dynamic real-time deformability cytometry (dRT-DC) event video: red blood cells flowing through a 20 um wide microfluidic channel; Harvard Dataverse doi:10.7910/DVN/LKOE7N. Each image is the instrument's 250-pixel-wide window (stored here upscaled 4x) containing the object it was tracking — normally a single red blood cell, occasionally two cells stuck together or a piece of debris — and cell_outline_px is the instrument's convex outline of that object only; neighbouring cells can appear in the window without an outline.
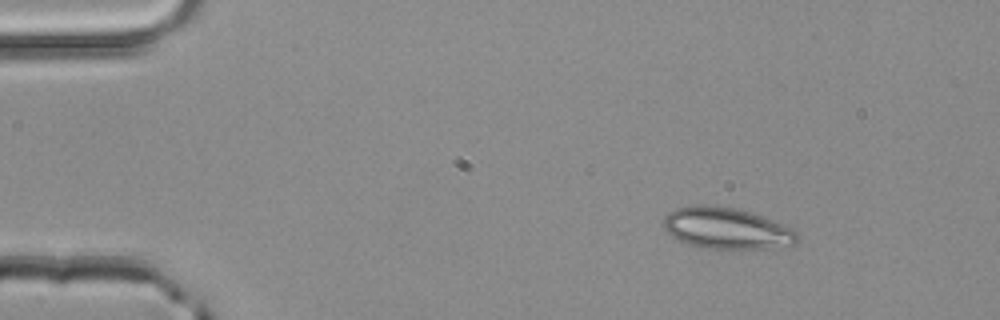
{"species": "common noctule bat (a hibernating species)", "species_latin": "Nyctalus noctula", "temperature_condition": "room temperature", "stored_images_in_passage": 3, "camera_frame_rate_fps": 3000, "um_per_image_px": 0.085, "animal": {"sex": "male", "body_mass_g": 20.4}, "frame": {"image": 1, "passage_image": 1, "time_ms": 0.0, "image_size_px": [1000, 320], "cell_outline_px": [[800, 240], [796, 244], [764, 248], [704, 248], [688, 244], [672, 236], [664, 228], [664, 216], [668, 212], [676, 208], [696, 204], [708, 204], [736, 208], [752, 212], [784, 224], [800, 232]], "centroid_in_image_um": [61.79, 19.38], "position_along_channel_um": 23.2, "area_um2": 32.48}}